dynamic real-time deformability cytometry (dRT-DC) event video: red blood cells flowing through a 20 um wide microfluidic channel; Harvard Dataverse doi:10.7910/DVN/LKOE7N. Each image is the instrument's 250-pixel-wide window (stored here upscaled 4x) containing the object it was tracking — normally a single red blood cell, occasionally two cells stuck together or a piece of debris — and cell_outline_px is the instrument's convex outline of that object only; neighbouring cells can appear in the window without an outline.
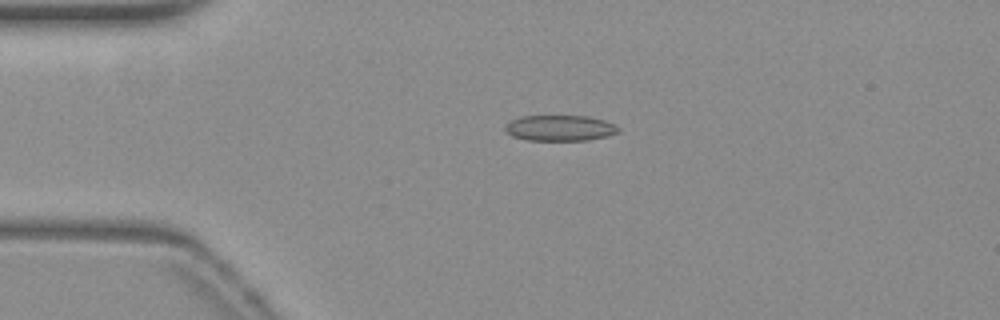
{"species": "common noctule bat (a hibernating species)", "species_latin": "Nyctalus noctula", "temperature_condition": "warm", "stored_images_in_passage": 42, "camera_frame_rate_fps": 3000, "um_per_image_px": 0.085, "animal": {"sex": "female", "body_mass_g": 19.3, "forearm_length_mm": 54.1}, "frame": {"image": 1, "passage_image": 1, "time_ms": 0.0, "image_size_px": [1000, 320], "cell_outline_px": [[620, 128], [616, 132], [608, 136], [588, 140], [528, 140], [512, 136], [504, 128], [504, 124], [508, 120], [520, 116], [588, 116], [604, 120]], "centroid_in_image_um": [47.53, 10.87], "position_along_channel_um": 37.5, "area_um2": 16.99}}
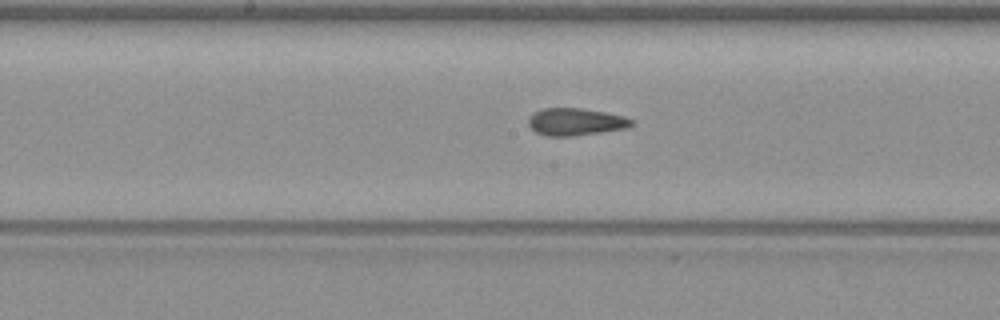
{"frame": {"image": 2, "passage_image": 16, "time_ms": 5.0, "image_size_px": [1000, 320], "cell_outline_px": [[632, 124], [628, 128], [576, 136], [548, 136], [536, 132], [528, 124], [528, 120], [536, 112], [544, 108], [580, 108], [604, 112], [624, 116], [632, 120]], "centroid_in_image_um": [48.95, 10.36], "position_along_channel_um": 199.3, "area_um2": 16.24}}
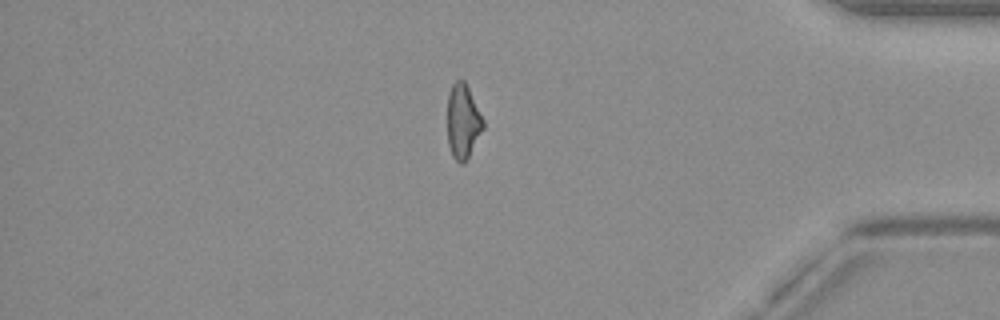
{"frame": {"image": 3, "passage_image": 34, "time_ms": 11.0, "image_size_px": [1000, 320], "cell_outline_px": [[484, 128], [464, 164], [460, 164], [452, 156], [448, 144], [448, 92], [452, 84], [456, 80], [464, 80], [484, 120]], "centroid_in_image_um": [39.34, 10.33], "position_along_channel_um": 395.9, "area_um2": 15.43}, "authors_computed_cell_mechanics": {"area_um2": 16.5019, "velocity_mm_per_s": 3.8508, "shape_relaxation_time_tau1_ms": 9.374, "shape_relaxation_time_tau2_ms": 1.7554, "deformation_change_tau1": 0.1835, "deformation_change_tau2": 0.0916}}